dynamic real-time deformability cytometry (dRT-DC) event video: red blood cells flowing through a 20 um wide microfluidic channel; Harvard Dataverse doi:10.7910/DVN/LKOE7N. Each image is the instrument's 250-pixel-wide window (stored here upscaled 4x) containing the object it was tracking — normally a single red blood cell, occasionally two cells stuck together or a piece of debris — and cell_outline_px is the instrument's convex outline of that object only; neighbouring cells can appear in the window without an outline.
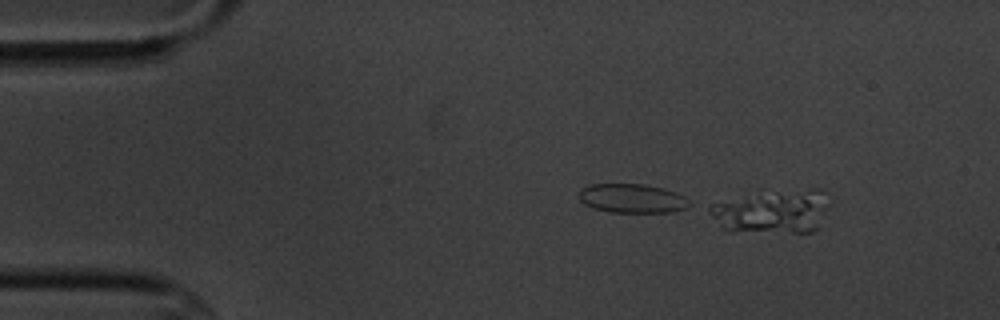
{"species": "common noctule bat (a hibernating species)", "species_latin": "Nyctalus noctula", "temperature_condition": "cold", "stored_images_in_passage": 6, "camera_frame_rate_fps": 3000, "um_per_image_px": 0.085, "animal": {"sex": "male", "body_mass_g": 20.1, "forearm_length_mm": 53.5}, "frame": {"image": 1, "passage_image": 2, "time_ms": 1.0, "image_size_px": [1000, 320], "cell_outline_px": [[828, 204], [816, 228], [812, 232], [732, 232], [724, 228], [700, 208], [708, 204], [760, 188], [820, 188], [828, 192]], "centroid_in_image_um": [65.52, 17.88], "position_along_channel_um": 19.5, "area_um2": 32.54}}